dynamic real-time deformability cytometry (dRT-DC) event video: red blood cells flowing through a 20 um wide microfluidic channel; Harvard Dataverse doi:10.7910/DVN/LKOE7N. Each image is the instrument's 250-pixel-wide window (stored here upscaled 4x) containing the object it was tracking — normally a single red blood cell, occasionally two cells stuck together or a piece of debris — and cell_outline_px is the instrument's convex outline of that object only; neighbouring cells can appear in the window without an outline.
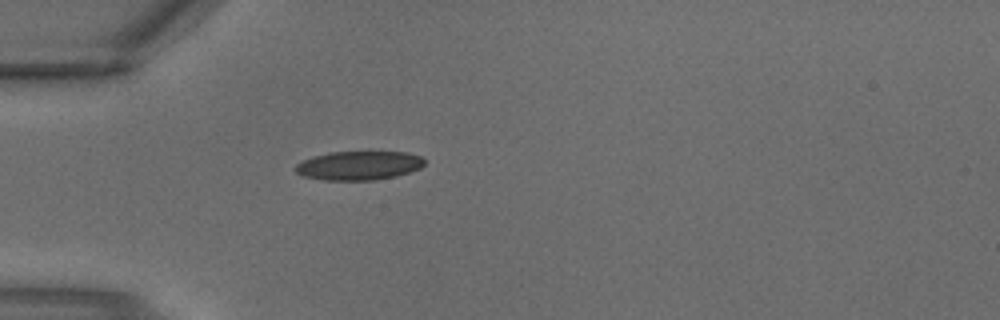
{"species": "common noctule bat (a hibernating species)", "species_latin": "Nyctalus noctula", "temperature_condition": "warm", "stored_images_in_passage": 1, "camera_frame_rate_fps": 3000, "um_per_image_px": 0.085, "animal": {"sex": "male", "body_mass_g": 18.8}, "frame": {"image": 1, "passage_image": 1, "time_ms": 0.0, "image_size_px": [1000, 320], "cell_outline_px": [[424, 164], [420, 168], [396, 176], [376, 180], [324, 180], [304, 176], [296, 172], [292, 168], [296, 164], [312, 156], [328, 152], [408, 152], [420, 156], [424, 160]], "centroid_in_image_um": [30.47, 14.07], "position_along_channel_um": 54.5, "area_um2": 21.79}}